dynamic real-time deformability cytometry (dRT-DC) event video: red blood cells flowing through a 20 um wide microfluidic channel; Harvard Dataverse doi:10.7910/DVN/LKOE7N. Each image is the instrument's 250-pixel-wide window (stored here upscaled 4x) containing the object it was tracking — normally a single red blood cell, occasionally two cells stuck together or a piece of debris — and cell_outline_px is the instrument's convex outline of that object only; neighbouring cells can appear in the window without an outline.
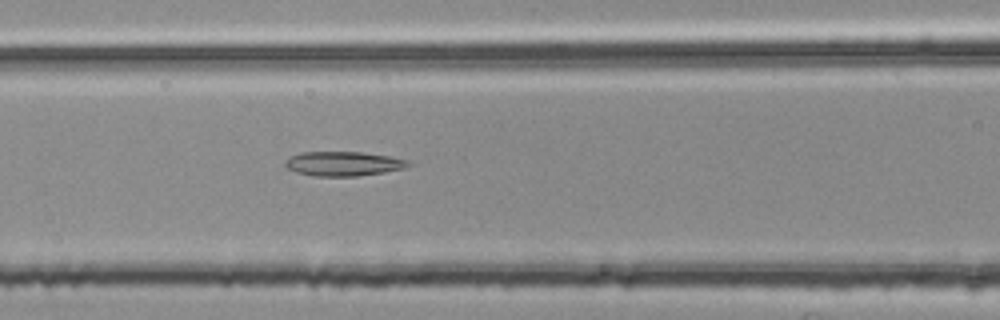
{"species": "common noctule bat (a hibernating species)", "species_latin": "Nyctalus noctula", "temperature_condition": "room temperature", "stored_images_in_passage": 54, "segment_of_instrument_passage": [2, 2], "camera_frame_rate_fps": 3000, "um_per_image_px": 0.085, "animal": {"sex": "female", "body_mass_g": 25.1}, "frame": {"image": 1, "passage_image": 23, "time_ms": 7.333, "image_size_px": [1000, 320], "cell_outline_px": [[412, 164], [404, 168], [384, 172], [356, 176], [312, 176], [296, 172], [288, 168], [284, 164], [284, 160], [288, 156], [300, 152], [364, 152], [388, 156], [408, 160]], "centroid_in_image_um": [29.14, 13.91], "position_along_channel_um": 137.5, "area_um2": 17.63}}
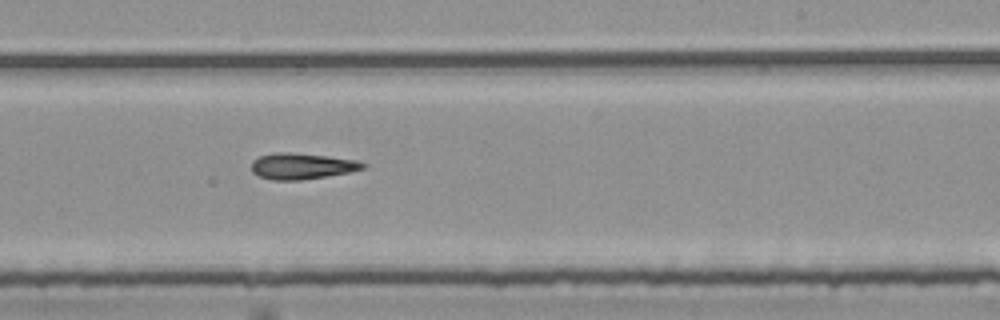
{"frame": {"image": 2, "passage_image": 33, "time_ms": 10.667, "image_size_px": [1000, 320], "cell_outline_px": [[368, 164], [364, 168], [348, 172], [300, 180], [272, 180], [260, 176], [252, 172], [252, 160], [260, 156], [272, 152], [292, 152], [328, 156], [356, 160]], "centroid_in_image_um": [25.63, 14.1], "position_along_channel_um": 263.4, "area_um2": 16.88}}
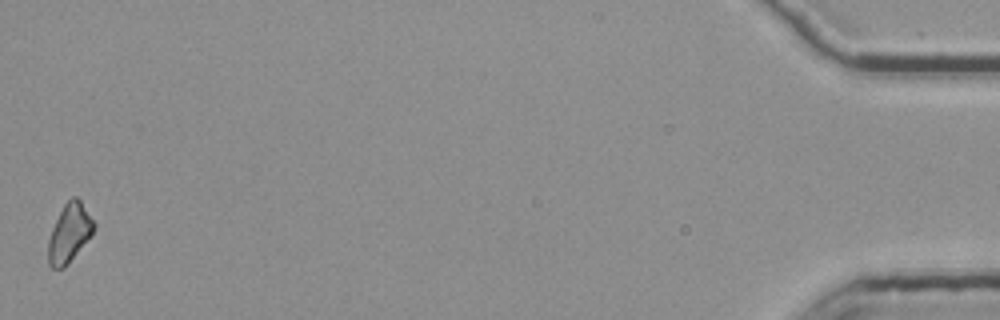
{"frame": {"image": 3, "passage_image": 54, "time_ms": 17.667, "image_size_px": [1000, 320], "cell_outline_px": [[96, 224], [92, 232], [68, 264], [64, 268], [52, 268], [48, 264], [48, 240], [52, 228], [64, 204], [72, 196], [76, 196], [80, 200]], "centroid_in_image_um": [5.87, 19.8], "position_along_channel_um": 429.3, "area_um2": 15.26}}